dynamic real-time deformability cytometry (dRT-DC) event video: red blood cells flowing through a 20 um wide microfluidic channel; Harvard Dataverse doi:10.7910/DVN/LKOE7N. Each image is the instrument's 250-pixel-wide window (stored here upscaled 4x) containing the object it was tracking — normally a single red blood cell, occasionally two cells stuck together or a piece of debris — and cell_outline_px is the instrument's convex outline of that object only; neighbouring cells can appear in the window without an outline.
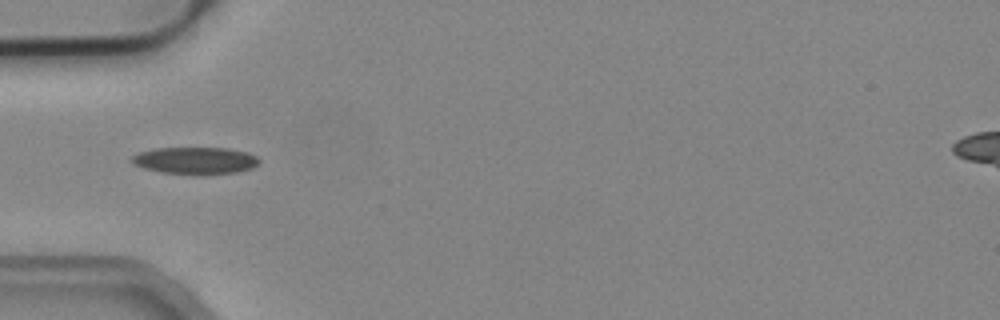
{"species": "common noctule bat (a hibernating species)", "species_latin": "Nyctalus noctula", "temperature_condition": "cold", "stored_images_in_passage": 37, "camera_frame_rate_fps": 3000, "um_per_image_px": 0.085, "animal": {"sex": "male", "body_mass_g": 19.2, "forearm_length_mm": 51.8}, "frame": {"image": 1, "passage_image": 1, "time_ms": 0.0, "image_size_px": [1000, 320], "cell_outline_px": [[260, 160], [252, 168], [236, 172], [196, 176], [164, 172], [144, 168], [136, 164], [132, 160], [132, 156], [140, 152], [156, 148], [228, 148], [248, 152], [256, 156]], "centroid_in_image_um": [16.64, 13.66], "position_along_channel_um": 68.4, "area_um2": 20.11}}
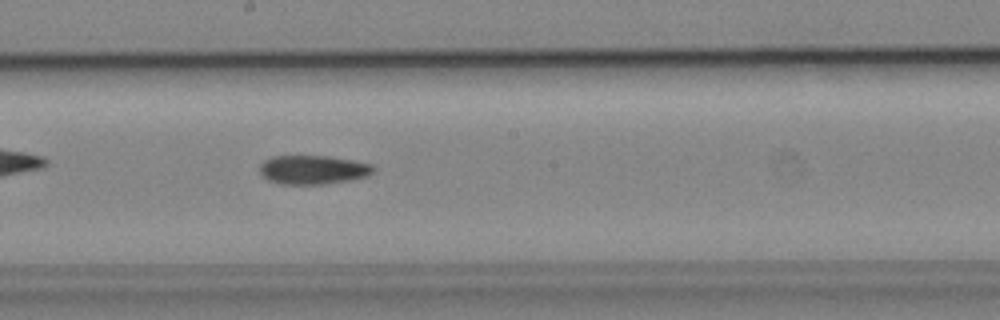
{"frame": {"image": 2, "passage_image": 13, "time_ms": 4.0, "image_size_px": [1000, 320], "cell_outline_px": [[376, 168], [368, 176], [352, 180], [324, 184], [280, 184], [268, 180], [260, 172], [260, 164], [264, 160], [272, 156], [328, 156], [352, 160], [372, 164]], "centroid_in_image_um": [26.62, 14.43], "position_along_channel_um": 221.6, "area_um2": 19.25}}
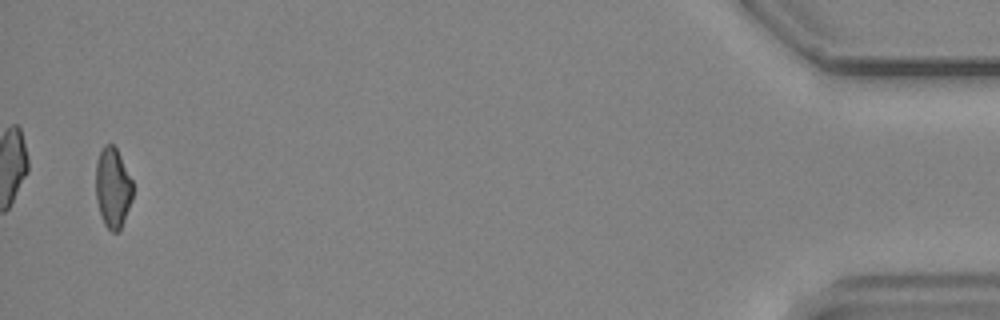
{"frame": {"image": 3, "passage_image": 36, "time_ms": 11.667, "image_size_px": [1000, 320], "cell_outline_px": [[132, 200], [120, 232], [112, 232], [104, 224], [96, 200], [96, 164], [100, 152], [104, 144], [112, 144], [116, 148], [132, 180]], "centroid_in_image_um": [9.59, 15.99], "position_along_channel_um": 425.6, "area_um2": 17.22}}